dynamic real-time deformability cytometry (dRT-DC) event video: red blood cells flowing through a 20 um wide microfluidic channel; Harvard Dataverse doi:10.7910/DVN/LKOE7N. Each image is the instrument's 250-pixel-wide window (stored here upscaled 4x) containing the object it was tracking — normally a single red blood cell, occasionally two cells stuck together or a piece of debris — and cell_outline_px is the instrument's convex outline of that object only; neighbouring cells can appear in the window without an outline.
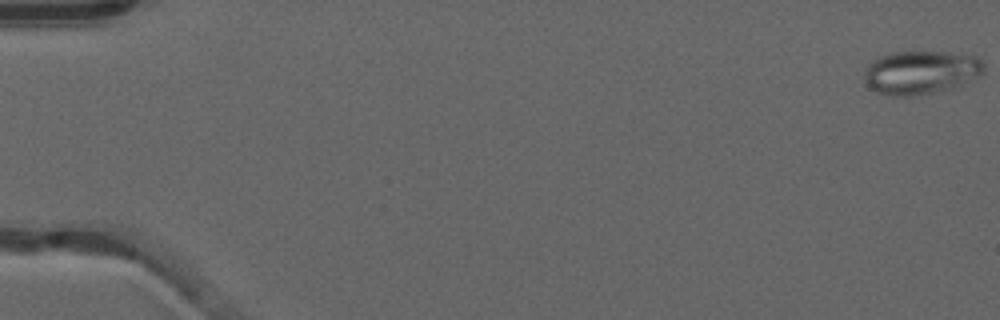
{"species": "common noctule bat (a hibernating species)", "species_latin": "Nyctalus noctula", "temperature_condition": "warm", "stored_images_in_passage": 53, "camera_frame_rate_fps": 3000, "um_per_image_px": 0.085, "animal": {"sex": "male", "forearm_length_mm": 52.5}, "frame": {"image": 1, "passage_image": 1, "time_ms": 0.0, "image_size_px": [1000, 320], "cell_outline_px": [[984, 72], [968, 84], [956, 88], [912, 96], [892, 96], [876, 92], [868, 88], [864, 80], [864, 72], [868, 64], [872, 60], [880, 56], [892, 52], [948, 52], [976, 56], [984, 64]], "centroid_in_image_um": [78.28, 6.17], "position_along_channel_um": 6.7, "area_um2": 30.87}}
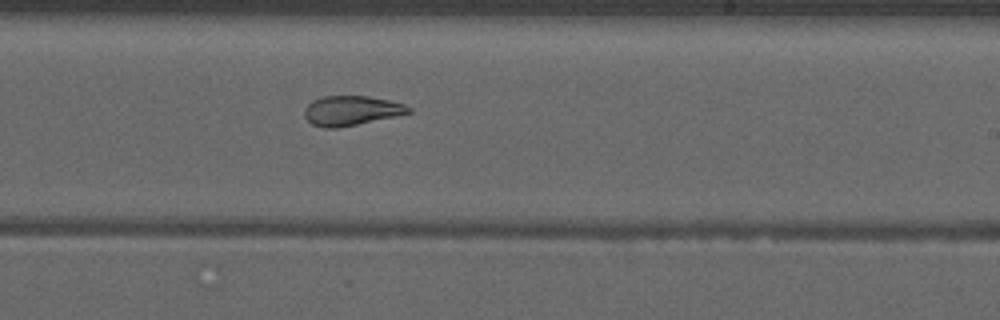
{"frame": {"image": 2, "passage_image": 33, "time_ms": 10.667, "image_size_px": [1000, 320], "cell_outline_px": [[412, 112], [356, 124], [336, 128], [324, 128], [312, 124], [304, 116], [304, 108], [312, 100], [324, 96], [368, 96], [388, 100], [404, 104], [412, 108]], "centroid_in_image_um": [29.83, 9.39], "position_along_channel_um": 259.2, "area_um2": 17.8}}
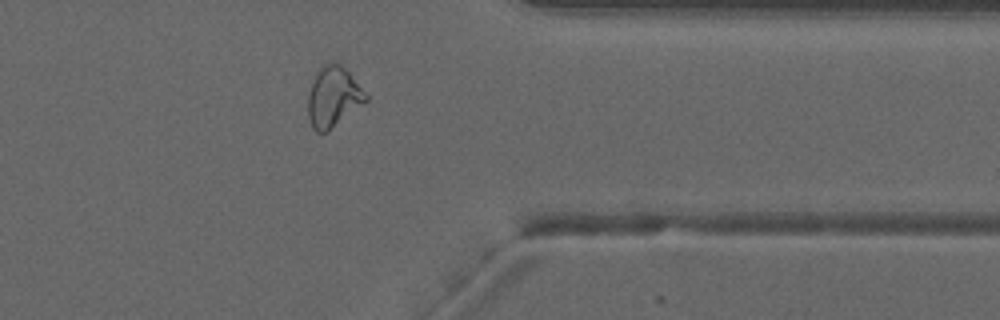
{"frame": {"image": 3, "passage_image": 43, "time_ms": 14.0, "image_size_px": [1000, 320], "cell_outline_px": [[368, 100], [324, 132], [316, 132], [312, 128], [308, 116], [308, 92], [316, 72], [320, 68], [328, 64], [340, 64], [348, 72], [368, 96]], "centroid_in_image_um": [28.29, 8.24], "position_along_channel_um": 383.1, "area_um2": 19.59}, "authors_computed_cell_mechanics": {"area_um2": 22.9466, "velocity_mm_per_s": 3.9696, "shape_relaxation_time_tau1_ms": null, "shape_relaxation_time_tau2_ms": 2.2171, "deformation_change_tau1": null, "deformation_change_tau2": 0.0718}}